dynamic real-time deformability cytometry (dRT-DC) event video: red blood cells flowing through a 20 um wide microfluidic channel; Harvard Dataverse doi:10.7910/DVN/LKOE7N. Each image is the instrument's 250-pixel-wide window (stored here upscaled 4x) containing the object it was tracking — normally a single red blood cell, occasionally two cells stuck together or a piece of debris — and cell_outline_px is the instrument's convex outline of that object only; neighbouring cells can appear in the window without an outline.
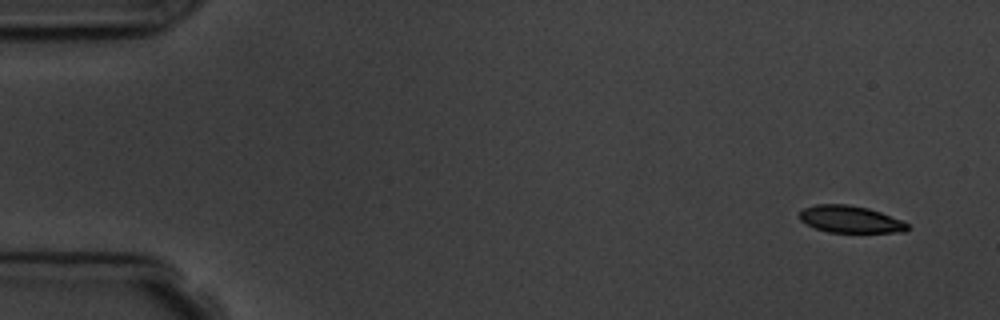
{"species": "common noctule bat (a hibernating species)", "species_latin": "Nyctalus noctula", "temperature_condition": "room temperature", "stored_images_in_passage": 6, "camera_frame_rate_fps": 3000, "um_per_image_px": 0.085, "animal": {"sex": "male", "body_mass_g": 19.5, "forearm_length_mm": 54.6}, "frame": {"image": 1, "passage_image": 1, "time_ms": 0.0, "image_size_px": [1000, 320], "cell_outline_px": [[908, 228], [904, 232], [828, 232], [816, 228], [800, 220], [800, 212], [804, 208], [816, 204], [848, 204], [868, 208], [880, 212], [900, 220], [908, 224]], "centroid_in_image_um": [72.26, 18.63], "position_along_channel_um": 12.7, "area_um2": 16.76}}
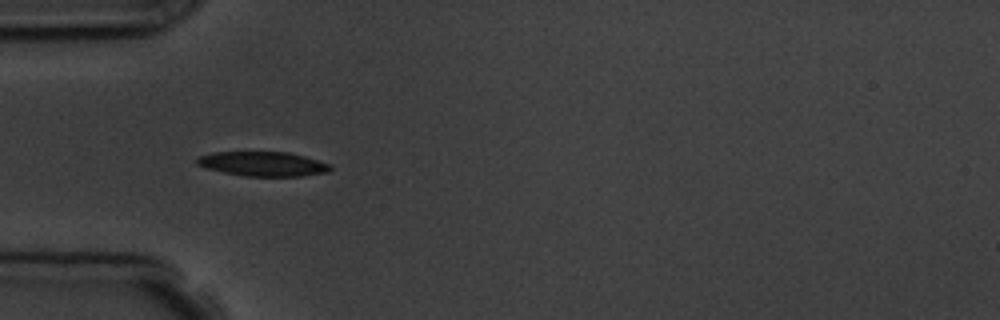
{"frame": {"image": 2, "passage_image": 5, "time_ms": 4.667, "image_size_px": [1000, 320], "cell_outline_px": [[332, 168], [328, 172], [300, 176], [244, 176], [224, 172], [208, 168], [196, 164], [196, 160], [200, 156], [212, 152], [288, 152], [304, 156], [328, 164]], "centroid_in_image_um": [22.33, 13.93], "position_along_channel_um": 62.7, "area_um2": 18.79}}